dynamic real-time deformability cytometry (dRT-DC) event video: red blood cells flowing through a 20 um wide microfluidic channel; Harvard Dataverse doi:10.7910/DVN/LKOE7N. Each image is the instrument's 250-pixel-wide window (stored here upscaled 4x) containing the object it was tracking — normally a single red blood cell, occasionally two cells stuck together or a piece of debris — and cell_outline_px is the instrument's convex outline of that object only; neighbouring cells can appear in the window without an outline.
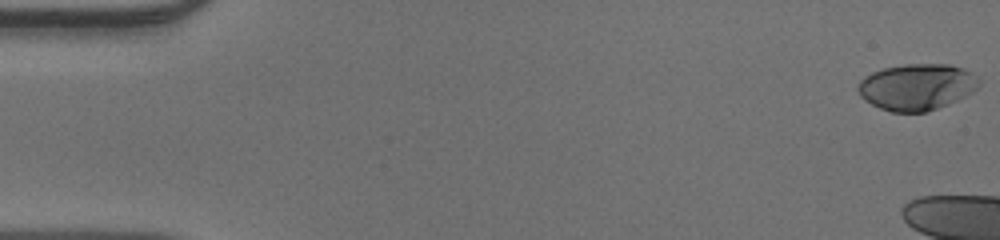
{"species": "human", "species_latin": "Homo sapiens", "temperature_condition": "warm", "stored_images_in_passage": 13, "camera_frame_rate_fps": 3000, "um_per_image_px": 0.085, "donor": {"sex": "male"}, "frame": {"image": 1, "passage_image": 1, "time_ms": 0.0, "image_size_px": [1000, 240], "cell_outline_px": [[980, 84], [972, 92], [948, 104], [924, 112], [892, 112], [880, 108], [864, 100], [860, 96], [856, 88], [860, 80], [864, 76], [872, 72], [884, 68], [904, 64], [948, 64], [964, 68], [972, 72], [980, 80]], "centroid_in_image_um": [77.91, 7.38], "position_along_channel_um": 7.1, "area_um2": 32.77}}